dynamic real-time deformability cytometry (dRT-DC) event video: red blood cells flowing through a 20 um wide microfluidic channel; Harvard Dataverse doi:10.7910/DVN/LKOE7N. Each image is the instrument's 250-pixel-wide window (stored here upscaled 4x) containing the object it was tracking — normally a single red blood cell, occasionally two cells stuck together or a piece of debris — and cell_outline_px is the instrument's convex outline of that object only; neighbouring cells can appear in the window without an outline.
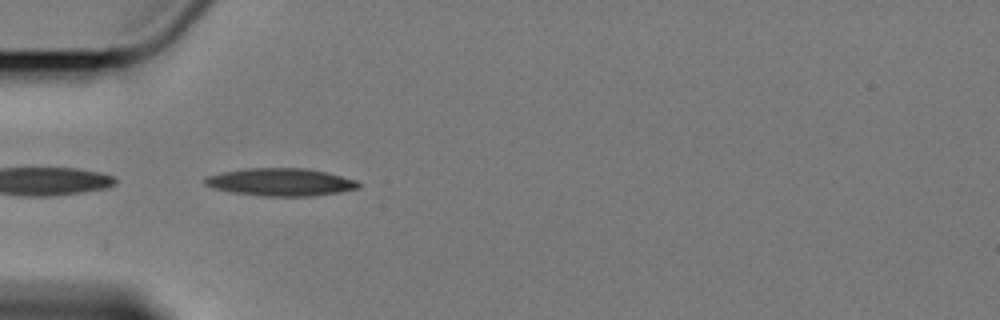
{"species": "Egyptian fruit bat (a non-hibernating species)", "species_latin": "Rousettus aegyptiacus", "temperature_condition": "cold", "stored_images_in_passage": 7, "camera_frame_rate_fps": 3000, "um_per_image_px": 0.085, "animal": {"sex": "female"}, "frame": {"image": 1, "passage_image": 5, "time_ms": 5.667, "image_size_px": [1000, 320], "cell_outline_px": [[360, 188], [312, 196], [264, 196], [232, 192], [212, 188], [204, 184], [204, 180], [208, 176], [220, 172], [244, 168], [304, 168], [324, 172], [356, 180], [360, 184]], "centroid_in_image_um": [23.8, 15.47], "position_along_channel_um": 61.2, "area_um2": 24.57}}
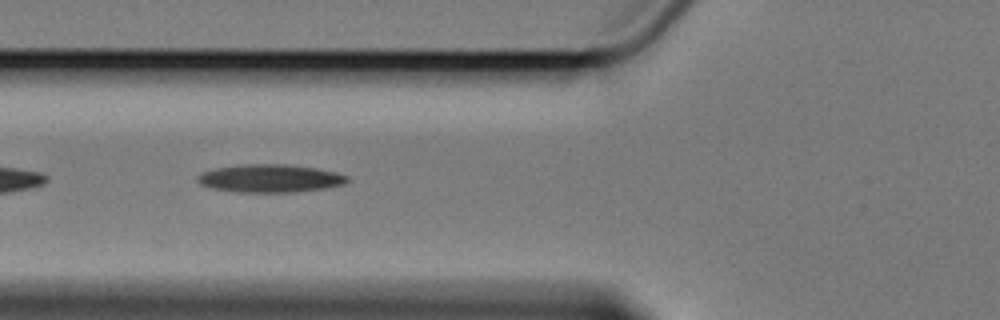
{"frame": {"image": 2, "passage_image": 6, "time_ms": 7.0, "image_size_px": [1000, 320], "cell_outline_px": [[348, 180], [344, 184], [324, 188], [296, 192], [236, 192], [212, 188], [200, 184], [196, 180], [196, 176], [204, 172], [216, 168], [244, 164], [288, 164], [316, 168], [336, 172], [348, 176]], "centroid_in_image_um": [22.95, 15.16], "position_along_channel_um": 102.9, "area_um2": 24.39}}
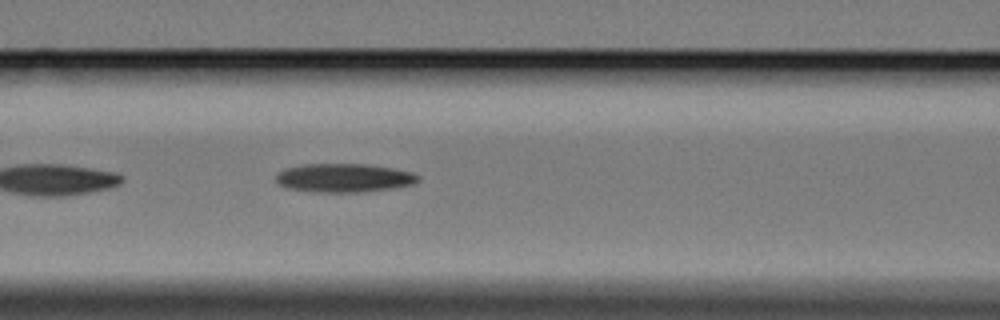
{"frame": {"image": 3, "passage_image": 7, "time_ms": 8.0, "image_size_px": [1000, 320], "cell_outline_px": [[420, 180], [412, 184], [392, 188], [364, 192], [312, 192], [284, 188], [276, 184], [276, 176], [280, 172], [288, 168], [304, 164], [368, 164], [396, 168], [412, 172], [420, 176]], "centroid_in_image_um": [29.24, 15.12], "position_along_channel_um": 137.4, "area_um2": 23.99}}